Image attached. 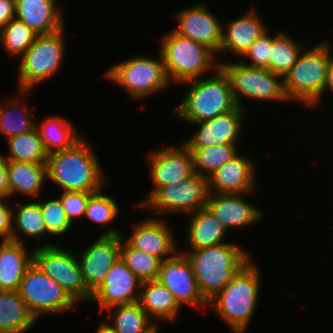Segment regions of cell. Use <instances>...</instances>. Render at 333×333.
<instances>
[{
    "instance_id": "1",
    "label": "cell",
    "mask_w": 333,
    "mask_h": 333,
    "mask_svg": "<svg viewBox=\"0 0 333 333\" xmlns=\"http://www.w3.org/2000/svg\"><path fill=\"white\" fill-rule=\"evenodd\" d=\"M86 139L83 137L70 149L48 154L47 177L62 191L95 193L108 183L101 162Z\"/></svg>"
},
{
    "instance_id": "2",
    "label": "cell",
    "mask_w": 333,
    "mask_h": 333,
    "mask_svg": "<svg viewBox=\"0 0 333 333\" xmlns=\"http://www.w3.org/2000/svg\"><path fill=\"white\" fill-rule=\"evenodd\" d=\"M239 245L227 241L215 246L182 252L191 263L198 288L207 303L252 260L250 253Z\"/></svg>"
},
{
    "instance_id": "3",
    "label": "cell",
    "mask_w": 333,
    "mask_h": 333,
    "mask_svg": "<svg viewBox=\"0 0 333 333\" xmlns=\"http://www.w3.org/2000/svg\"><path fill=\"white\" fill-rule=\"evenodd\" d=\"M251 261L208 303L209 310L235 333L248 330L260 301L262 270Z\"/></svg>"
},
{
    "instance_id": "4",
    "label": "cell",
    "mask_w": 333,
    "mask_h": 333,
    "mask_svg": "<svg viewBox=\"0 0 333 333\" xmlns=\"http://www.w3.org/2000/svg\"><path fill=\"white\" fill-rule=\"evenodd\" d=\"M331 43L326 39L311 48H305L294 66L283 76L285 93L290 103L301 104L307 110L320 106L325 96L324 87L333 56Z\"/></svg>"
},
{
    "instance_id": "5",
    "label": "cell",
    "mask_w": 333,
    "mask_h": 333,
    "mask_svg": "<svg viewBox=\"0 0 333 333\" xmlns=\"http://www.w3.org/2000/svg\"><path fill=\"white\" fill-rule=\"evenodd\" d=\"M212 74L182 83L188 88L182 101L172 109L173 117L189 125L210 120L237 107L225 72L218 67Z\"/></svg>"
},
{
    "instance_id": "6",
    "label": "cell",
    "mask_w": 333,
    "mask_h": 333,
    "mask_svg": "<svg viewBox=\"0 0 333 333\" xmlns=\"http://www.w3.org/2000/svg\"><path fill=\"white\" fill-rule=\"evenodd\" d=\"M159 47L158 53L162 56L167 77L172 84L181 85L208 76L219 67L217 56L210 49L173 30L160 38Z\"/></svg>"
},
{
    "instance_id": "7",
    "label": "cell",
    "mask_w": 333,
    "mask_h": 333,
    "mask_svg": "<svg viewBox=\"0 0 333 333\" xmlns=\"http://www.w3.org/2000/svg\"><path fill=\"white\" fill-rule=\"evenodd\" d=\"M157 58L136 55L126 61L111 65L103 73L104 77L125 89L131 99H145L155 96L171 85L164 67L162 56Z\"/></svg>"
},
{
    "instance_id": "8",
    "label": "cell",
    "mask_w": 333,
    "mask_h": 333,
    "mask_svg": "<svg viewBox=\"0 0 333 333\" xmlns=\"http://www.w3.org/2000/svg\"><path fill=\"white\" fill-rule=\"evenodd\" d=\"M65 27L52 34L37 35L19 59L17 90H32L56 75L65 61Z\"/></svg>"
},
{
    "instance_id": "9",
    "label": "cell",
    "mask_w": 333,
    "mask_h": 333,
    "mask_svg": "<svg viewBox=\"0 0 333 333\" xmlns=\"http://www.w3.org/2000/svg\"><path fill=\"white\" fill-rule=\"evenodd\" d=\"M219 67L225 72L237 106L246 109L242 102L245 100L290 102L284 89L283 76L269 69L249 66L237 62L224 61ZM247 98V99H246Z\"/></svg>"
},
{
    "instance_id": "10",
    "label": "cell",
    "mask_w": 333,
    "mask_h": 333,
    "mask_svg": "<svg viewBox=\"0 0 333 333\" xmlns=\"http://www.w3.org/2000/svg\"><path fill=\"white\" fill-rule=\"evenodd\" d=\"M208 196V178L194 171L180 183L159 188L140 208L161 218L189 215L206 207Z\"/></svg>"
},
{
    "instance_id": "11",
    "label": "cell",
    "mask_w": 333,
    "mask_h": 333,
    "mask_svg": "<svg viewBox=\"0 0 333 333\" xmlns=\"http://www.w3.org/2000/svg\"><path fill=\"white\" fill-rule=\"evenodd\" d=\"M34 247V263L55 280L77 303L89 302L92 293L86 288L78 257L59 244Z\"/></svg>"
},
{
    "instance_id": "12",
    "label": "cell",
    "mask_w": 333,
    "mask_h": 333,
    "mask_svg": "<svg viewBox=\"0 0 333 333\" xmlns=\"http://www.w3.org/2000/svg\"><path fill=\"white\" fill-rule=\"evenodd\" d=\"M18 292L36 320L46 313L59 314L78 305L60 284L34 262L24 274Z\"/></svg>"
},
{
    "instance_id": "13",
    "label": "cell",
    "mask_w": 333,
    "mask_h": 333,
    "mask_svg": "<svg viewBox=\"0 0 333 333\" xmlns=\"http://www.w3.org/2000/svg\"><path fill=\"white\" fill-rule=\"evenodd\" d=\"M147 155L146 163L153 188L142 202L134 204L137 208L159 188L180 183L194 172L192 154L184 144L154 149Z\"/></svg>"
},
{
    "instance_id": "14",
    "label": "cell",
    "mask_w": 333,
    "mask_h": 333,
    "mask_svg": "<svg viewBox=\"0 0 333 333\" xmlns=\"http://www.w3.org/2000/svg\"><path fill=\"white\" fill-rule=\"evenodd\" d=\"M121 235L123 233L119 229L108 228L77 256L84 284L92 294L120 258Z\"/></svg>"
},
{
    "instance_id": "15",
    "label": "cell",
    "mask_w": 333,
    "mask_h": 333,
    "mask_svg": "<svg viewBox=\"0 0 333 333\" xmlns=\"http://www.w3.org/2000/svg\"><path fill=\"white\" fill-rule=\"evenodd\" d=\"M175 13L176 26L173 31L183 37L206 46L216 56L218 63L224 59L218 56L222 44L223 24L206 3H197Z\"/></svg>"
},
{
    "instance_id": "16",
    "label": "cell",
    "mask_w": 333,
    "mask_h": 333,
    "mask_svg": "<svg viewBox=\"0 0 333 333\" xmlns=\"http://www.w3.org/2000/svg\"><path fill=\"white\" fill-rule=\"evenodd\" d=\"M157 280L174 295L178 305L184 309H207L208 303L202 297L190 261L182 250L161 263Z\"/></svg>"
},
{
    "instance_id": "17",
    "label": "cell",
    "mask_w": 333,
    "mask_h": 333,
    "mask_svg": "<svg viewBox=\"0 0 333 333\" xmlns=\"http://www.w3.org/2000/svg\"><path fill=\"white\" fill-rule=\"evenodd\" d=\"M246 110L237 106L234 110L207 121L189 124L197 126L195 133L183 144L188 149H202L214 145H239L245 120ZM199 126V127H198ZM244 126V127H243Z\"/></svg>"
},
{
    "instance_id": "18",
    "label": "cell",
    "mask_w": 333,
    "mask_h": 333,
    "mask_svg": "<svg viewBox=\"0 0 333 333\" xmlns=\"http://www.w3.org/2000/svg\"><path fill=\"white\" fill-rule=\"evenodd\" d=\"M149 216L143 221H136L131 235L127 238L122 236V239L131 248L152 254L162 261L173 257L179 251L173 229L165 218Z\"/></svg>"
},
{
    "instance_id": "19",
    "label": "cell",
    "mask_w": 333,
    "mask_h": 333,
    "mask_svg": "<svg viewBox=\"0 0 333 333\" xmlns=\"http://www.w3.org/2000/svg\"><path fill=\"white\" fill-rule=\"evenodd\" d=\"M142 281L119 258L109 269L104 282L92 294L102 310L139 301Z\"/></svg>"
},
{
    "instance_id": "20",
    "label": "cell",
    "mask_w": 333,
    "mask_h": 333,
    "mask_svg": "<svg viewBox=\"0 0 333 333\" xmlns=\"http://www.w3.org/2000/svg\"><path fill=\"white\" fill-rule=\"evenodd\" d=\"M240 154V155H239ZM255 160L238 153L208 177L209 193H253L257 188Z\"/></svg>"
},
{
    "instance_id": "21",
    "label": "cell",
    "mask_w": 333,
    "mask_h": 333,
    "mask_svg": "<svg viewBox=\"0 0 333 333\" xmlns=\"http://www.w3.org/2000/svg\"><path fill=\"white\" fill-rule=\"evenodd\" d=\"M251 193L243 194H214L209 193L206 207L228 230H239L251 224H257L264 219V211L260 207L249 203L246 198ZM244 198V196H246ZM263 218V219H262Z\"/></svg>"
},
{
    "instance_id": "22",
    "label": "cell",
    "mask_w": 333,
    "mask_h": 333,
    "mask_svg": "<svg viewBox=\"0 0 333 333\" xmlns=\"http://www.w3.org/2000/svg\"><path fill=\"white\" fill-rule=\"evenodd\" d=\"M262 18L258 10L251 8L228 24L223 22L220 54H233L236 60L240 59L251 44L269 30Z\"/></svg>"
},
{
    "instance_id": "23",
    "label": "cell",
    "mask_w": 333,
    "mask_h": 333,
    "mask_svg": "<svg viewBox=\"0 0 333 333\" xmlns=\"http://www.w3.org/2000/svg\"><path fill=\"white\" fill-rule=\"evenodd\" d=\"M57 0H15V18L40 34H52L65 27L63 9Z\"/></svg>"
},
{
    "instance_id": "24",
    "label": "cell",
    "mask_w": 333,
    "mask_h": 333,
    "mask_svg": "<svg viewBox=\"0 0 333 333\" xmlns=\"http://www.w3.org/2000/svg\"><path fill=\"white\" fill-rule=\"evenodd\" d=\"M34 262V250L25 243L9 240L0 243V291H18L27 269Z\"/></svg>"
},
{
    "instance_id": "25",
    "label": "cell",
    "mask_w": 333,
    "mask_h": 333,
    "mask_svg": "<svg viewBox=\"0 0 333 333\" xmlns=\"http://www.w3.org/2000/svg\"><path fill=\"white\" fill-rule=\"evenodd\" d=\"M187 216L191 217L184 242L190 246L189 251L226 243L224 240L228 231L207 207Z\"/></svg>"
},
{
    "instance_id": "26",
    "label": "cell",
    "mask_w": 333,
    "mask_h": 333,
    "mask_svg": "<svg viewBox=\"0 0 333 333\" xmlns=\"http://www.w3.org/2000/svg\"><path fill=\"white\" fill-rule=\"evenodd\" d=\"M138 302L155 323L161 320L173 323L181 310L174 295L158 280L142 282Z\"/></svg>"
},
{
    "instance_id": "27",
    "label": "cell",
    "mask_w": 333,
    "mask_h": 333,
    "mask_svg": "<svg viewBox=\"0 0 333 333\" xmlns=\"http://www.w3.org/2000/svg\"><path fill=\"white\" fill-rule=\"evenodd\" d=\"M9 198L15 193L29 198H36L42 193L47 181L46 163H31L22 161H8ZM41 192V193H40Z\"/></svg>"
},
{
    "instance_id": "28",
    "label": "cell",
    "mask_w": 333,
    "mask_h": 333,
    "mask_svg": "<svg viewBox=\"0 0 333 333\" xmlns=\"http://www.w3.org/2000/svg\"><path fill=\"white\" fill-rule=\"evenodd\" d=\"M12 217V237L11 240L20 243H25L21 238L20 233L25 238L39 241L44 239V244L41 246L54 245L48 242L47 237L51 235L47 232L43 214L38 201L20 202L17 206L13 207ZM48 242L47 244L45 242Z\"/></svg>"
},
{
    "instance_id": "29",
    "label": "cell",
    "mask_w": 333,
    "mask_h": 333,
    "mask_svg": "<svg viewBox=\"0 0 333 333\" xmlns=\"http://www.w3.org/2000/svg\"><path fill=\"white\" fill-rule=\"evenodd\" d=\"M36 322L18 291H0V333H26Z\"/></svg>"
},
{
    "instance_id": "30",
    "label": "cell",
    "mask_w": 333,
    "mask_h": 333,
    "mask_svg": "<svg viewBox=\"0 0 333 333\" xmlns=\"http://www.w3.org/2000/svg\"><path fill=\"white\" fill-rule=\"evenodd\" d=\"M41 122L36 123V129L48 154L70 149L84 137L75 125L59 115L48 116Z\"/></svg>"
},
{
    "instance_id": "31",
    "label": "cell",
    "mask_w": 333,
    "mask_h": 333,
    "mask_svg": "<svg viewBox=\"0 0 333 333\" xmlns=\"http://www.w3.org/2000/svg\"><path fill=\"white\" fill-rule=\"evenodd\" d=\"M27 93H30V90L18 89L17 97L0 104V134H3L6 139L27 133L36 127V120L29 113L31 111L27 108L25 101L23 102L22 98L20 101L18 97Z\"/></svg>"
},
{
    "instance_id": "32",
    "label": "cell",
    "mask_w": 333,
    "mask_h": 333,
    "mask_svg": "<svg viewBox=\"0 0 333 333\" xmlns=\"http://www.w3.org/2000/svg\"><path fill=\"white\" fill-rule=\"evenodd\" d=\"M107 311V322L115 333H143L155 323L139 302L115 305Z\"/></svg>"
},
{
    "instance_id": "33",
    "label": "cell",
    "mask_w": 333,
    "mask_h": 333,
    "mask_svg": "<svg viewBox=\"0 0 333 333\" xmlns=\"http://www.w3.org/2000/svg\"><path fill=\"white\" fill-rule=\"evenodd\" d=\"M8 154H4L7 161H22L31 163H46L48 153L36 127L22 135L6 139Z\"/></svg>"
},
{
    "instance_id": "34",
    "label": "cell",
    "mask_w": 333,
    "mask_h": 333,
    "mask_svg": "<svg viewBox=\"0 0 333 333\" xmlns=\"http://www.w3.org/2000/svg\"><path fill=\"white\" fill-rule=\"evenodd\" d=\"M304 41L305 39L303 41H295L290 34L286 31H282L272 41L270 70L281 76L286 75L297 62L302 51L307 47V44Z\"/></svg>"
},
{
    "instance_id": "35",
    "label": "cell",
    "mask_w": 333,
    "mask_h": 333,
    "mask_svg": "<svg viewBox=\"0 0 333 333\" xmlns=\"http://www.w3.org/2000/svg\"><path fill=\"white\" fill-rule=\"evenodd\" d=\"M239 145H214L202 149H189L193 157V168L198 174L209 177L223 164L235 157Z\"/></svg>"
},
{
    "instance_id": "36",
    "label": "cell",
    "mask_w": 333,
    "mask_h": 333,
    "mask_svg": "<svg viewBox=\"0 0 333 333\" xmlns=\"http://www.w3.org/2000/svg\"><path fill=\"white\" fill-rule=\"evenodd\" d=\"M120 258L142 281L157 280L162 260L152 254L131 248L121 235Z\"/></svg>"
},
{
    "instance_id": "37",
    "label": "cell",
    "mask_w": 333,
    "mask_h": 333,
    "mask_svg": "<svg viewBox=\"0 0 333 333\" xmlns=\"http://www.w3.org/2000/svg\"><path fill=\"white\" fill-rule=\"evenodd\" d=\"M38 34L21 20L14 18L0 30V45L9 56L21 58Z\"/></svg>"
},
{
    "instance_id": "38",
    "label": "cell",
    "mask_w": 333,
    "mask_h": 333,
    "mask_svg": "<svg viewBox=\"0 0 333 333\" xmlns=\"http://www.w3.org/2000/svg\"><path fill=\"white\" fill-rule=\"evenodd\" d=\"M104 188L93 193L88 200L84 218L102 226L111 225L118 217L120 207L116 200L104 194Z\"/></svg>"
},
{
    "instance_id": "39",
    "label": "cell",
    "mask_w": 333,
    "mask_h": 333,
    "mask_svg": "<svg viewBox=\"0 0 333 333\" xmlns=\"http://www.w3.org/2000/svg\"><path fill=\"white\" fill-rule=\"evenodd\" d=\"M45 200L40 199L37 201L40 204L47 232L52 237L67 234L73 225L68 220L59 198Z\"/></svg>"
},
{
    "instance_id": "40",
    "label": "cell",
    "mask_w": 333,
    "mask_h": 333,
    "mask_svg": "<svg viewBox=\"0 0 333 333\" xmlns=\"http://www.w3.org/2000/svg\"><path fill=\"white\" fill-rule=\"evenodd\" d=\"M278 31L277 34L272 36L268 30L263 33L258 39H256L250 46V48L240 58L242 63L249 66H254L263 69L270 70V59L272 52V41L281 33ZM242 59V60H241ZM249 62H246L247 60ZM249 63V64H248Z\"/></svg>"
},
{
    "instance_id": "41",
    "label": "cell",
    "mask_w": 333,
    "mask_h": 333,
    "mask_svg": "<svg viewBox=\"0 0 333 333\" xmlns=\"http://www.w3.org/2000/svg\"><path fill=\"white\" fill-rule=\"evenodd\" d=\"M93 193L82 191H62L59 195V200L62 203L63 209L70 223L73 225L75 220L79 218L83 220L86 212V206L89 197Z\"/></svg>"
},
{
    "instance_id": "42",
    "label": "cell",
    "mask_w": 333,
    "mask_h": 333,
    "mask_svg": "<svg viewBox=\"0 0 333 333\" xmlns=\"http://www.w3.org/2000/svg\"><path fill=\"white\" fill-rule=\"evenodd\" d=\"M7 198L0 197V238L9 241L12 237L13 208L8 204Z\"/></svg>"
},
{
    "instance_id": "43",
    "label": "cell",
    "mask_w": 333,
    "mask_h": 333,
    "mask_svg": "<svg viewBox=\"0 0 333 333\" xmlns=\"http://www.w3.org/2000/svg\"><path fill=\"white\" fill-rule=\"evenodd\" d=\"M15 18V0H0V30Z\"/></svg>"
},
{
    "instance_id": "44",
    "label": "cell",
    "mask_w": 333,
    "mask_h": 333,
    "mask_svg": "<svg viewBox=\"0 0 333 333\" xmlns=\"http://www.w3.org/2000/svg\"><path fill=\"white\" fill-rule=\"evenodd\" d=\"M8 161L3 153L0 154V197L9 199Z\"/></svg>"
},
{
    "instance_id": "45",
    "label": "cell",
    "mask_w": 333,
    "mask_h": 333,
    "mask_svg": "<svg viewBox=\"0 0 333 333\" xmlns=\"http://www.w3.org/2000/svg\"><path fill=\"white\" fill-rule=\"evenodd\" d=\"M326 91L333 93V56L331 57V61L327 72V80L324 87V94L328 93Z\"/></svg>"
},
{
    "instance_id": "46",
    "label": "cell",
    "mask_w": 333,
    "mask_h": 333,
    "mask_svg": "<svg viewBox=\"0 0 333 333\" xmlns=\"http://www.w3.org/2000/svg\"><path fill=\"white\" fill-rule=\"evenodd\" d=\"M95 333H115L113 327L107 322H102L95 330Z\"/></svg>"
},
{
    "instance_id": "47",
    "label": "cell",
    "mask_w": 333,
    "mask_h": 333,
    "mask_svg": "<svg viewBox=\"0 0 333 333\" xmlns=\"http://www.w3.org/2000/svg\"><path fill=\"white\" fill-rule=\"evenodd\" d=\"M158 331H159L158 325L157 323H154L150 328H148L143 333H159Z\"/></svg>"
}]
</instances>
